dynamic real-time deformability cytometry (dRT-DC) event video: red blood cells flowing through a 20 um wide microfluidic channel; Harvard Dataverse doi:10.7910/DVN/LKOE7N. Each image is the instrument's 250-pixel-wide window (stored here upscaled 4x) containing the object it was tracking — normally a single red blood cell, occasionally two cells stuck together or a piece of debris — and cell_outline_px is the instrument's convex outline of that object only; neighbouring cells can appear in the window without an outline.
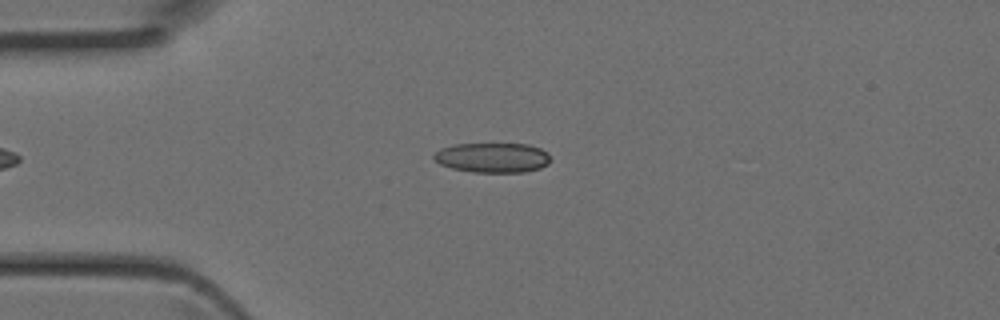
{"species": "Egyptian fruit bat (a non-hibernating species)", "species_latin": "Rousettus aegyptiacus", "temperature_condition": "room temperature", "stored_images_in_passage": 40, "camera_frame_rate_fps": 3000, "um_per_image_px": 0.085, "animal": {"sex": "female"}, "frame": {"image": 1, "passage_image": 8, "time_ms": 2.333, "image_size_px": [1000, 320], "cell_outline_px": [[548, 164], [540, 168], [524, 172], [472, 172], [452, 168], [440, 164], [432, 156], [440, 148], [456, 144], [528, 144], [540, 148], [548, 152]], "centroid_in_image_um": [41.86, 13.4], "position_along_channel_um": 43.1, "area_um2": 20.17}}
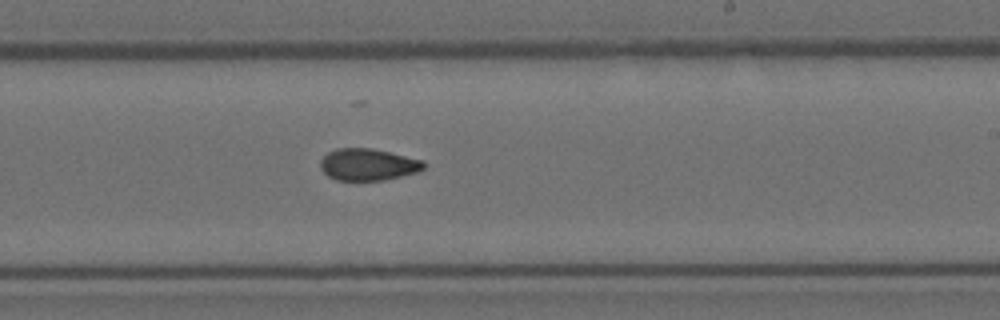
{"frame": {"image": 2, "passage_image": 23, "time_ms": 7.333, "image_size_px": [1000, 320], "cell_outline_px": [[424, 168], [416, 172], [384, 180], [336, 180], [328, 176], [320, 168], [320, 160], [328, 152], [336, 148], [372, 148], [424, 160]], "centroid_in_image_um": [31.25, 13.98], "position_along_channel_um": 257.7, "area_um2": 19.13}}
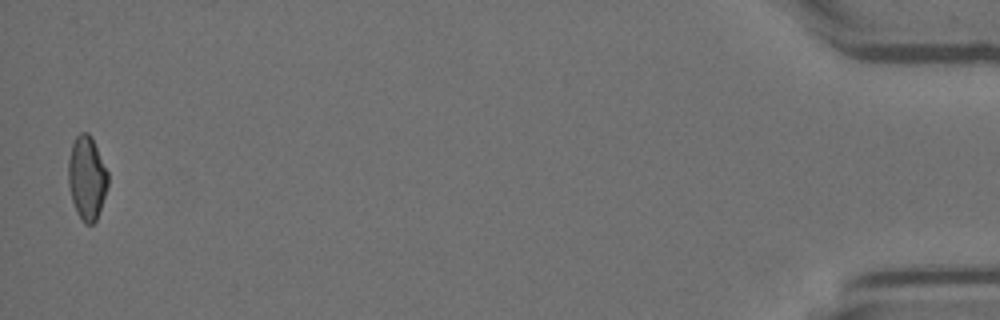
{"frame": {"image": 3, "passage_image": 40, "time_ms": 13.0, "image_size_px": [1000, 320], "cell_outline_px": [[108, 184], [96, 220], [92, 224], [84, 224], [76, 212], [72, 200], [68, 184], [68, 160], [72, 144], [76, 136], [80, 132], [88, 132], [92, 136], [108, 172]], "centroid_in_image_um": [7.37, 15.1], "position_along_channel_um": 427.8, "area_um2": 19.36}}